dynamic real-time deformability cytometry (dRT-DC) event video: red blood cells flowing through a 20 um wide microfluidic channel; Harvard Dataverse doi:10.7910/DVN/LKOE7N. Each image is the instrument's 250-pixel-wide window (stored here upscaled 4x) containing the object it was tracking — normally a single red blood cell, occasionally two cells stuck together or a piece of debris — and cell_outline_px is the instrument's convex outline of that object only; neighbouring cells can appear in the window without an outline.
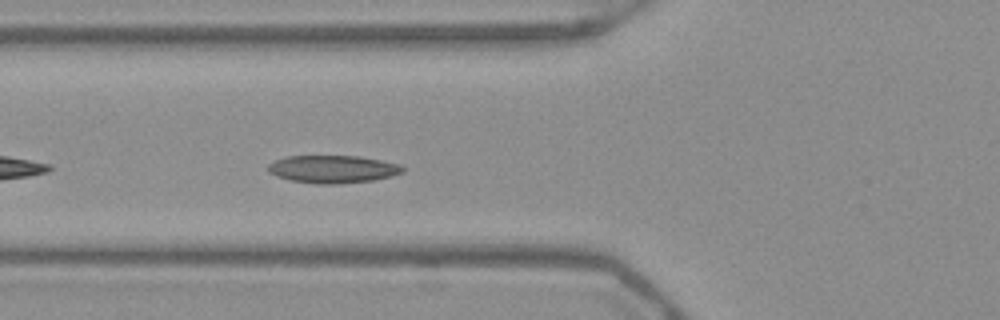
{"species": "Egyptian fruit bat (a non-hibernating species)", "species_latin": "Rousettus aegyptiacus", "temperature_condition": "warm", "stored_images_in_passage": 15, "camera_frame_rate_fps": 3000, "um_per_image_px": 0.085, "frame": {"image": 1, "passage_image": 5, "time_ms": 1.333, "image_size_px": [1000, 320], "cell_outline_px": [[404, 172], [392, 176], [376, 180], [336, 184], [316, 184], [292, 180], [276, 176], [268, 172], [268, 164], [276, 160], [288, 156], [360, 156], [400, 164], [404, 168]], "centroid_in_image_um": [28.32, 14.38], "position_along_channel_um": 97.5, "area_um2": 21.79}}
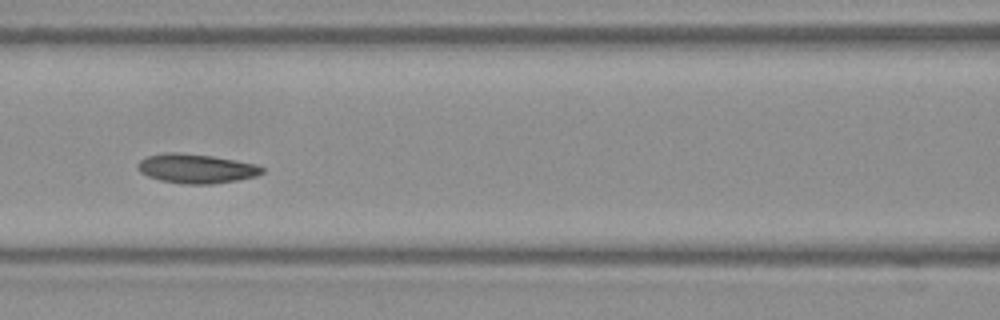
{"frame": {"image": 2, "passage_image": 9, "time_ms": 2.667, "image_size_px": [1000, 320], "cell_outline_px": [[264, 172], [256, 176], [236, 180], [212, 184], [184, 184], [160, 180], [148, 176], [140, 172], [136, 168], [136, 164], [144, 156], [164, 152], [180, 152], [212, 156], [236, 160], [256, 164], [264, 168]], "centroid_in_image_um": [16.63, 14.31], "position_along_channel_um": 150.0, "area_um2": 21.44}}